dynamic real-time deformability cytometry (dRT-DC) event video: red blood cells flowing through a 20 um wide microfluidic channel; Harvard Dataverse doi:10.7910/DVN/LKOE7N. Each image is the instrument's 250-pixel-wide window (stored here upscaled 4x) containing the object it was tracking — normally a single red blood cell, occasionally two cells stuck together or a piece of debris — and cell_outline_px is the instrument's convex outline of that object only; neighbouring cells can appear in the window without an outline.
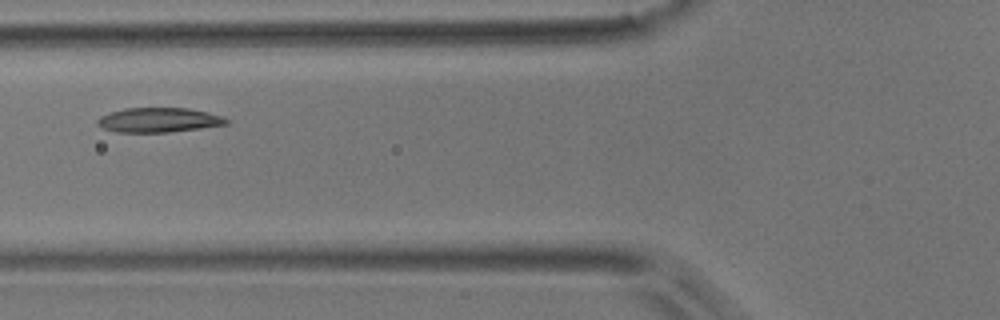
{"species": "common noctule bat (a hibernating species)", "species_latin": "Nyctalus noctula", "temperature_condition": "room temperature", "stored_images_in_passage": 6, "camera_frame_rate_fps": 3000, "um_per_image_px": 0.085, "animal": {"sex": "male", "body_mass_g": 17.9}, "frame": {"image": 1, "passage_image": 5, "time_ms": 4.667, "image_size_px": [1000, 320], "cell_outline_px": [[228, 124], [200, 128], [168, 132], [116, 132], [104, 128], [96, 124], [96, 120], [100, 116], [124, 108], [188, 108], [208, 112], [220, 116], [228, 120]], "centroid_in_image_um": [13.47, 10.2], "position_along_channel_um": 112.3, "area_um2": 18.32}}
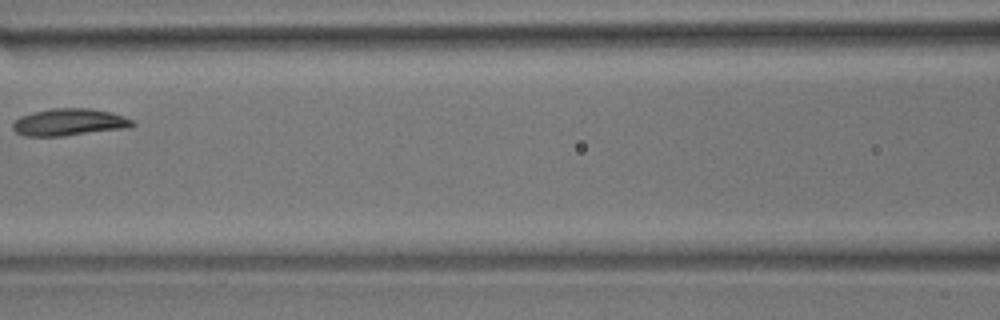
{"frame": {"image": 2, "passage_image": 6, "time_ms": 6.0, "image_size_px": [1000, 320], "cell_outline_px": [[136, 124], [132, 128], [64, 136], [24, 136], [16, 132], [12, 128], [12, 124], [20, 116], [32, 112], [52, 108], [88, 108], [108, 112], [124, 116], [132, 120]], "centroid_in_image_um": [5.9, 10.4], "position_along_channel_um": 160.7, "area_um2": 19.07}}